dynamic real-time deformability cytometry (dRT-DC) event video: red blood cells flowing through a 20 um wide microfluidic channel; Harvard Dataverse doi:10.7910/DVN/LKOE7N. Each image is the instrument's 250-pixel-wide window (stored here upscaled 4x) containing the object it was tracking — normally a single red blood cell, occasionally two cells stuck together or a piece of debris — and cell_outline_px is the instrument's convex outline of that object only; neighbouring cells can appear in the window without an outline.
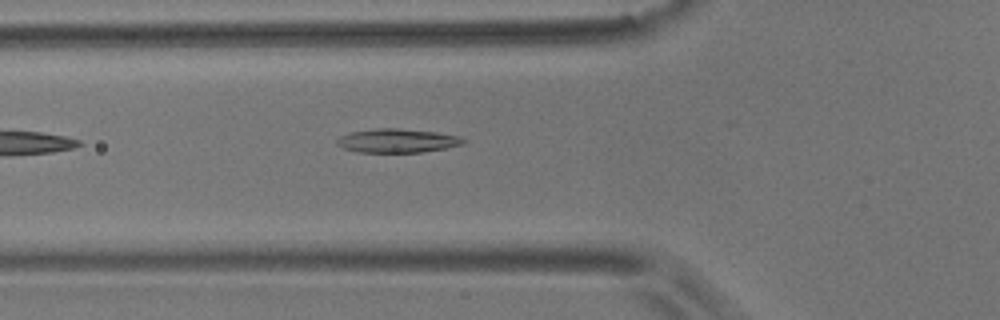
{"species": "common noctule bat (a hibernating species)", "species_latin": "Nyctalus noctula", "temperature_condition": "room temperature", "stored_images_in_passage": 8, "camera_frame_rate_fps": 3000, "um_per_image_px": 0.085, "animal": {"sex": "male", "body_mass_g": 17.9}, "frame": {"image": 1, "passage_image": 8, "time_ms": 2.333, "image_size_px": [1000, 320], "cell_outline_px": [[468, 140], [464, 144], [424, 152], [356, 152], [344, 148], [336, 144], [336, 140], [340, 136], [348, 132], [376, 128], [396, 128], [436, 132], [460, 136]], "centroid_in_image_um": [33.77, 11.95], "position_along_channel_um": 92.0, "area_um2": 17.69}}